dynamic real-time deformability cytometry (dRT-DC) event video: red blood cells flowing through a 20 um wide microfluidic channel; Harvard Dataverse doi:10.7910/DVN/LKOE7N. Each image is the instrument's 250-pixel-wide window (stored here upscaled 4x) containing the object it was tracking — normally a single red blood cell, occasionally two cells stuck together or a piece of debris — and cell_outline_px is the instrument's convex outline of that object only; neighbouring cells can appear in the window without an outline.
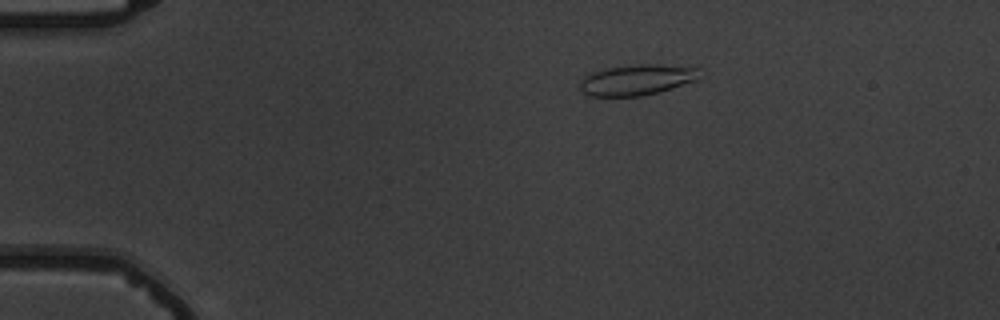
{"species": "common noctule bat (a hibernating species)", "species_latin": "Nyctalus noctula", "temperature_condition": "warm", "stored_images_in_passage": 4, "camera_frame_rate_fps": 3000, "um_per_image_px": 0.085, "animal": {"sex": "male", "body_mass_g": 19.5, "forearm_length_mm": 54.6}, "frame": {"image": 1, "passage_image": 2, "time_ms": 1.333, "image_size_px": [1000, 320], "cell_outline_px": [[700, 80], [660, 92], [640, 96], [588, 96], [580, 92], [580, 80], [588, 72], [608, 68], [636, 64], [660, 64], [700, 68]], "centroid_in_image_um": [54.15, 6.79], "position_along_channel_um": 30.9, "area_um2": 21.91}}
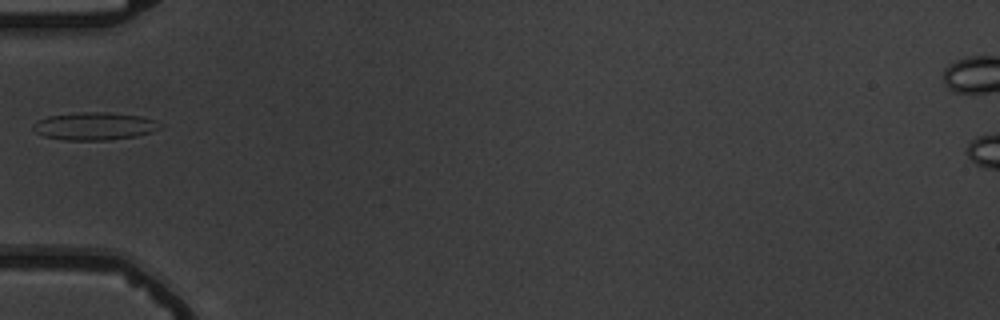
{"frame": {"image": 2, "passage_image": 4, "time_ms": 4.333, "image_size_px": [1000, 320], "cell_outline_px": [[164, 124], [160, 128], [152, 132], [136, 136], [108, 140], [64, 140], [44, 136], [36, 132], [32, 128], [32, 124], [48, 116], [84, 112], [108, 112], [144, 116], [156, 120]], "centroid_in_image_um": [8.09, 10.72], "position_along_channel_um": 76.9, "area_um2": 20.63}}